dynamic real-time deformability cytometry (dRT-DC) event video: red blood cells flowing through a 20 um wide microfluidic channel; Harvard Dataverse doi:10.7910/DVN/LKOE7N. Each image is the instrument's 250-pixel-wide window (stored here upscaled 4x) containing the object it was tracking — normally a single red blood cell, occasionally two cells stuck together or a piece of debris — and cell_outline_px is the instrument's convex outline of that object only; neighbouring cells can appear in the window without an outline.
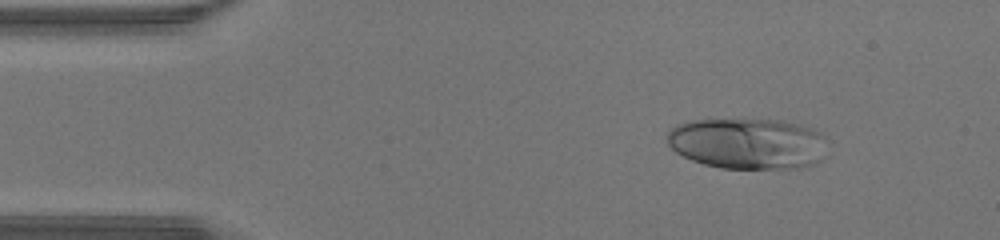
{"species": "human", "species_latin": "Homo sapiens", "temperature_condition": "warm", "stored_images_in_passage": 41, "camera_frame_rate_fps": 3000, "um_per_image_px": 0.085, "donor": {"sex": "male"}, "frame": {"image": 1, "passage_image": 1, "time_ms": 0.0, "image_size_px": [1000, 240], "cell_outline_px": [[824, 136], [820, 160], [816, 164], [796, 168], [720, 168], [704, 164], [692, 160], [676, 152], [668, 144], [668, 132], [676, 124], [692, 120], [784, 120], [800, 124], [812, 128], [820, 132]], "centroid_in_image_um": [63.53, 12.19], "position_along_channel_um": 21.5, "area_um2": 47.34}}
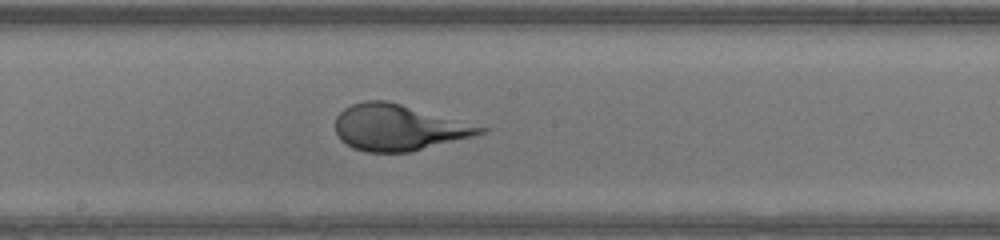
{"frame": {"image": 2, "passage_image": 19, "time_ms": 6.0, "image_size_px": [1000, 240], "cell_outline_px": [[492, 128], [484, 132], [472, 136], [412, 152], [368, 152], [352, 148], [340, 140], [336, 132], [336, 116], [344, 108], [352, 104], [364, 100], [388, 100]], "centroid_in_image_um": [33.89, 10.83], "position_along_channel_um": 214.3, "area_um2": 39.19}}
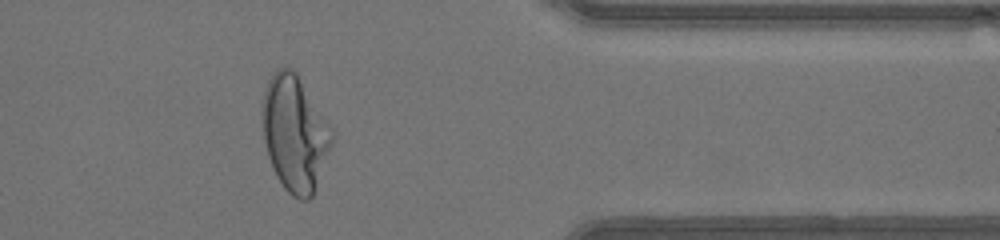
{"frame": {"image": 3, "passage_image": 32, "time_ms": 10.333, "image_size_px": [1000, 240], "cell_outline_px": [[332, 144], [316, 188], [312, 196], [308, 200], [300, 200], [292, 196], [284, 188], [276, 176], [272, 168], [268, 156], [264, 140], [260, 112], [260, 104], [268, 80], [272, 72], [276, 68], [284, 64], [292, 68], [296, 72], [332, 128]], "centroid_in_image_um": [25.02, 11.3], "position_along_channel_um": 386.4, "area_um2": 47.45}, "authors_computed_cell_mechanics": {"area_um2": 44.4482, "velocity_mm_per_s": 4.4294, "shape_relaxation_time_tau1_ms": 3.7408, "shape_relaxation_time_tau2_ms": null, "deformation_change_tau1": 0.2554, "deformation_change_tau2": null}}